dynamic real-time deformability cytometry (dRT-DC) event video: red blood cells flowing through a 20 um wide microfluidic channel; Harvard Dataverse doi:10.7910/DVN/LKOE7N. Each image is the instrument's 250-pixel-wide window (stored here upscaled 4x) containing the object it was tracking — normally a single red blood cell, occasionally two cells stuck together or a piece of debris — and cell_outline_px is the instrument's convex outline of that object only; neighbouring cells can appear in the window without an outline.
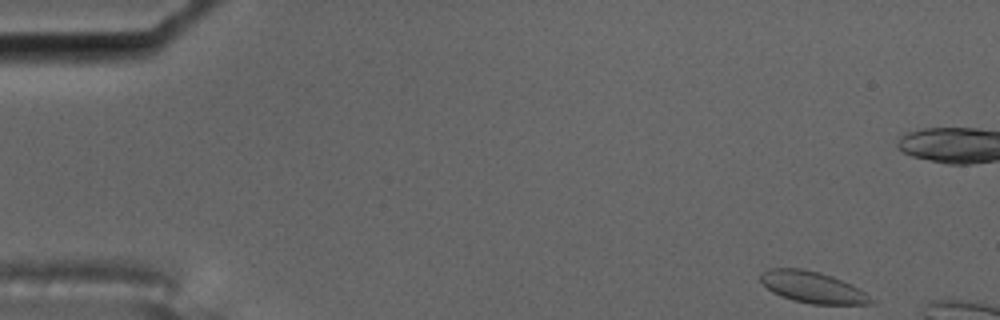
{"species": "common noctule bat (a hibernating species)", "species_latin": "Nyctalus noctula", "temperature_condition": "cold", "stored_images_in_passage": 4, "camera_frame_rate_fps": 3000, "um_per_image_px": 0.085, "animal": {"sex": "male", "body_mass_g": 17.5, "forearm_length_mm": 52.3}, "frame": {"image": 1, "passage_image": 1, "time_ms": 0.0, "image_size_px": [1000, 320], "cell_outline_px": [[876, 300], [872, 304], [812, 304], [792, 300], [780, 296], [772, 292], [760, 280], [760, 276], [768, 268], [800, 268], [820, 272], [832, 276], [852, 284]], "centroid_in_image_um": [69.09, 24.42], "position_along_channel_um": 15.9, "area_um2": 20.23}}